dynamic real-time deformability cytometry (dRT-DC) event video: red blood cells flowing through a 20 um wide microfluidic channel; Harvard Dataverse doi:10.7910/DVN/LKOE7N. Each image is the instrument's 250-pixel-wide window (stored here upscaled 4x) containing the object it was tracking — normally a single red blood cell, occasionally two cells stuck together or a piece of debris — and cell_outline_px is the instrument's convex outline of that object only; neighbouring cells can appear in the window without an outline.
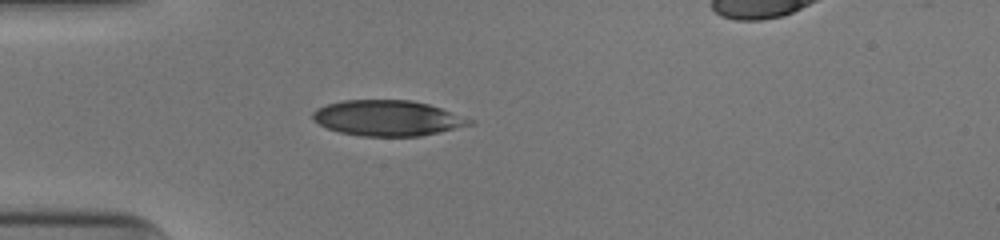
{"species": "human", "species_latin": "Homo sapiens", "temperature_condition": "cold", "stored_images_in_passage": 36, "camera_frame_rate_fps": 3000, "um_per_image_px": 0.085, "donor": {"sex": "male"}, "frame": {"image": 1, "passage_image": 1, "time_ms": 0.0, "image_size_px": [1000, 240], "cell_outline_px": [[476, 120], [472, 124], [440, 132], [420, 136], [360, 136], [340, 132], [328, 128], [312, 120], [312, 112], [316, 108], [328, 104], [344, 100], [412, 100], [428, 104]], "centroid_in_image_um": [32.94, 10.04], "position_along_channel_um": 52.1, "area_um2": 32.48}}
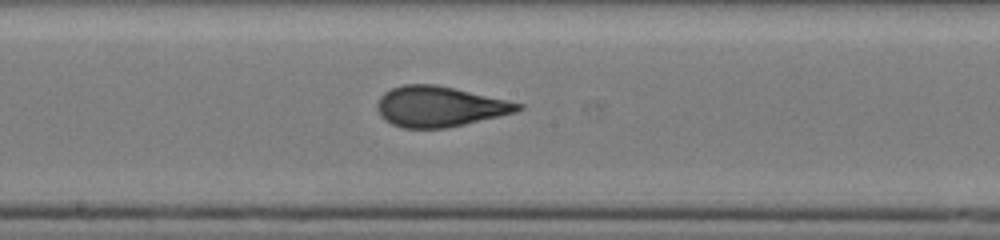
{"frame": {"image": 2, "passage_image": 14, "time_ms": 4.333, "image_size_px": [1000, 240], "cell_outline_px": [[524, 108], [516, 112], [448, 128], [404, 128], [392, 124], [380, 116], [376, 108], [376, 104], [380, 96], [384, 92], [392, 88], [404, 84], [436, 84], [524, 104]], "centroid_in_image_um": [37.34, 9.06], "position_along_channel_um": 210.9, "area_um2": 33.12}}
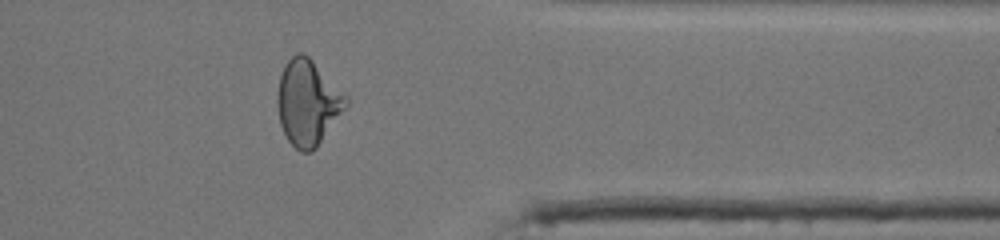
{"frame": {"image": 3, "passage_image": 28, "time_ms": 9.0, "image_size_px": [1000, 240], "cell_outline_px": [[348, 104], [316, 148], [312, 152], [300, 152], [288, 140], [280, 124], [276, 104], [276, 96], [280, 76], [284, 64], [296, 52], [304, 52], [348, 96]], "centroid_in_image_um": [26.14, 8.71], "position_along_channel_um": 385.3, "area_um2": 34.16}}